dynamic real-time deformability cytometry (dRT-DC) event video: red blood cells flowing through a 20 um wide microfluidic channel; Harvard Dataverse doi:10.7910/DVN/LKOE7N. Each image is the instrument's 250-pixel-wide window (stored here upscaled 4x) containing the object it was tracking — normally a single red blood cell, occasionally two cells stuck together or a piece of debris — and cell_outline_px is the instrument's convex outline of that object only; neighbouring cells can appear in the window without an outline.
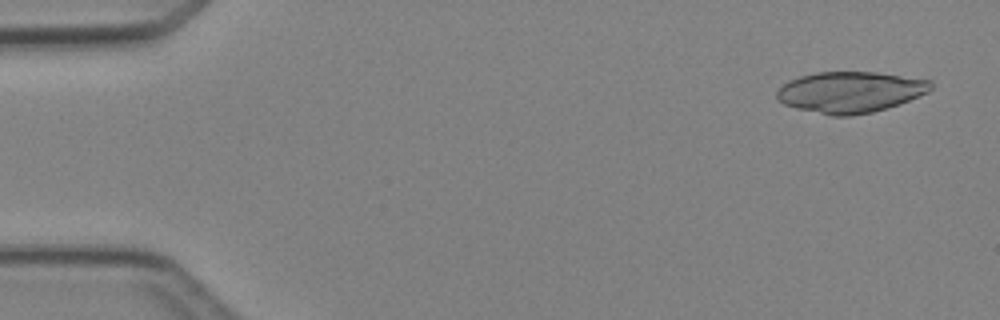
{"species": "Egyptian fruit bat (a non-hibernating species)", "species_latin": "Rousettus aegyptiacus", "temperature_condition": "cold", "stored_images_in_passage": 4, "camera_frame_rate_fps": 3000, "um_per_image_px": 0.085, "animal": {"sex": "female"}, "frame": {"image": 1, "passage_image": 1, "time_ms": 0.0, "image_size_px": [1000, 320], "cell_outline_px": [[932, 88], [928, 92], [900, 104], [872, 112], [852, 116], [832, 116], [796, 108], [784, 104], [776, 96], [776, 92], [788, 80], [800, 76], [816, 72], [876, 72], [932, 80]], "centroid_in_image_um": [72.28, 7.83], "position_along_channel_um": 12.7, "area_um2": 36.88}}